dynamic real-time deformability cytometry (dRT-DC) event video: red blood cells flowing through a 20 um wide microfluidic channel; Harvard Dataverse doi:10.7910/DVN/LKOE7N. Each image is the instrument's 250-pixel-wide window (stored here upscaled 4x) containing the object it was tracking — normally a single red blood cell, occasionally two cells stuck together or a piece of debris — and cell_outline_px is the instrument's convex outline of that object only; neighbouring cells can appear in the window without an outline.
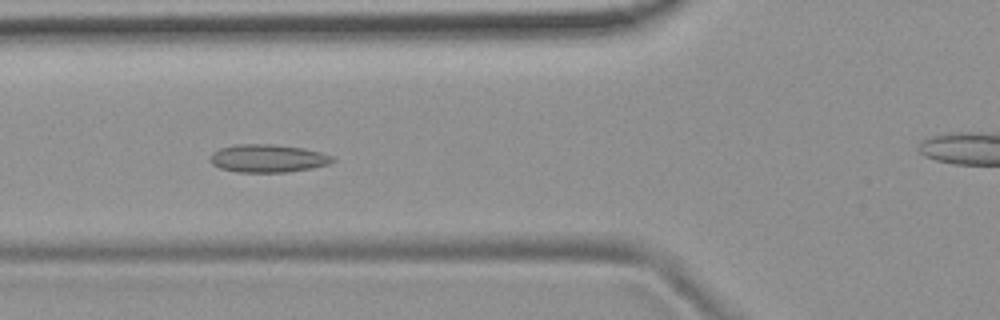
{"species": "common noctule bat (a hibernating species)", "species_latin": "Nyctalus noctula", "temperature_condition": "room temperature", "stored_images_in_passage": 41, "camera_frame_rate_fps": 3000, "um_per_image_px": 0.085, "animal": {"sex": "female", "body_mass_g": 19.9}, "frame": {"image": 1, "passage_image": 17, "time_ms": 5.333, "image_size_px": [1000, 320], "cell_outline_px": [[336, 160], [328, 164], [312, 168], [288, 172], [236, 172], [220, 168], [212, 164], [208, 160], [212, 152], [220, 148], [232, 144], [276, 144], [304, 148], [324, 152], [332, 156]], "centroid_in_image_um": [22.76, 13.45], "position_along_channel_um": 103.0, "area_um2": 20.29}}
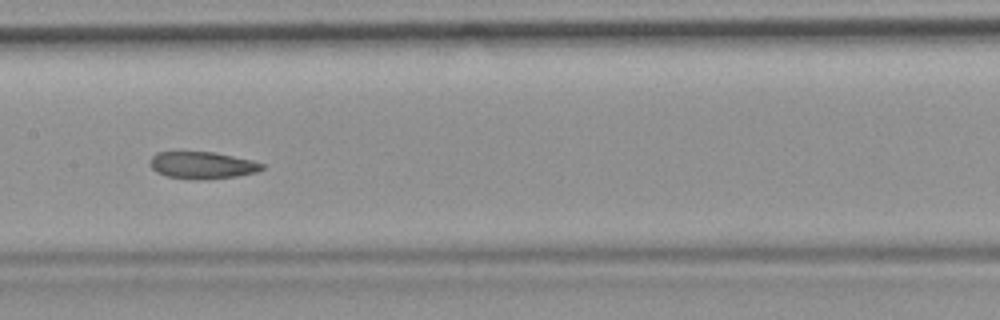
{"frame": {"image": 2, "passage_image": 24, "time_ms": 7.667, "image_size_px": [1000, 320], "cell_outline_px": [[264, 168], [256, 172], [236, 176], [200, 180], [196, 180], [168, 176], [156, 172], [148, 164], [148, 160], [156, 152], [216, 152], [252, 160], [264, 164]], "centroid_in_image_um": [17.17, 14.04], "position_along_channel_um": 190.2, "area_um2": 17.74}}
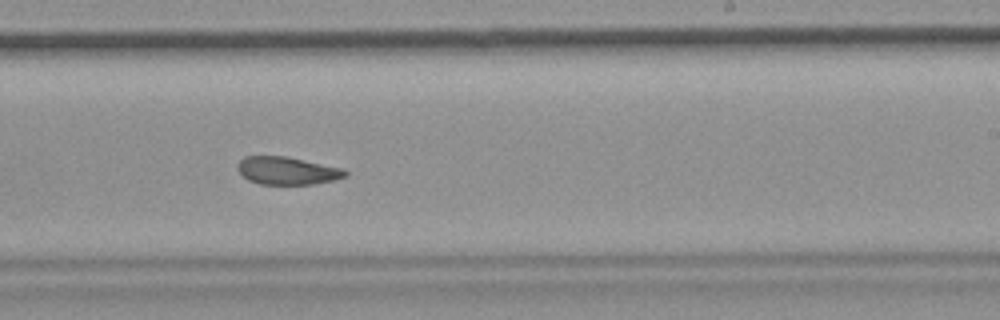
{"frame": {"image": 3, "passage_image": 30, "time_ms": 9.667, "image_size_px": [1000, 320], "cell_outline_px": [[348, 176], [336, 180], [312, 184], [260, 184], [248, 180], [236, 168], [236, 164], [244, 156], [284, 156], [344, 168], [348, 172]], "centroid_in_image_um": [24.43, 14.51], "position_along_channel_um": 264.6, "area_um2": 17.51}}